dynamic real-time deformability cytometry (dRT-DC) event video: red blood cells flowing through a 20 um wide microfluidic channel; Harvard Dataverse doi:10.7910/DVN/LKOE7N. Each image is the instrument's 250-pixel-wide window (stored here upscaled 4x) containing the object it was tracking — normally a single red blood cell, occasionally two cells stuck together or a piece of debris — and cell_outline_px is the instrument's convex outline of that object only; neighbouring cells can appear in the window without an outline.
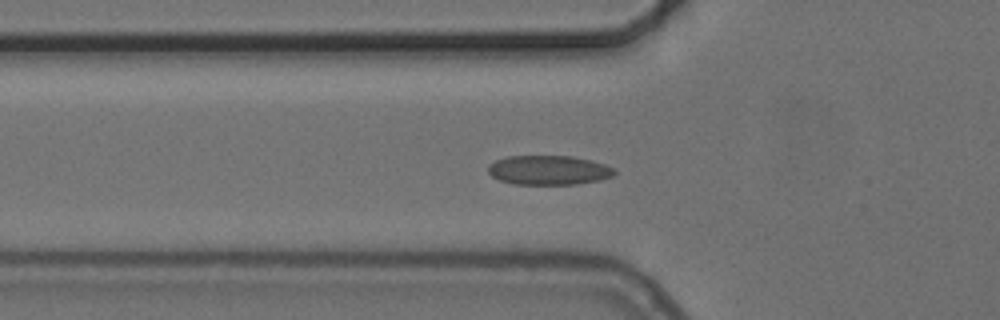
{"species": "common noctule bat (a hibernating species)", "species_latin": "Nyctalus noctula", "temperature_condition": "cold", "stored_images_in_passage": 56, "camera_frame_rate_fps": 3000, "um_per_image_px": 0.085, "animal": {"sex": "female", "body_mass_g": 24.6, "forearm_length_mm": 56.2}, "frame": {"image": 1, "passage_image": 19, "time_ms": 6.0, "image_size_px": [1000, 320], "cell_outline_px": [[616, 172], [612, 176], [600, 180], [576, 184], [512, 184], [500, 180], [492, 176], [488, 172], [488, 164], [496, 160], [508, 156], [572, 156], [592, 160], [616, 168]], "centroid_in_image_um": [46.65, 14.46], "position_along_channel_um": 79.1, "area_um2": 21.73}}
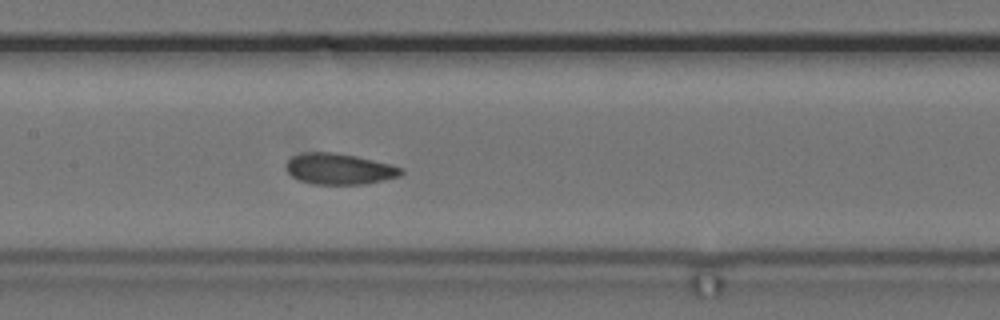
{"frame": {"image": 2, "passage_image": 27, "time_ms": 8.667, "image_size_px": [1000, 320], "cell_outline_px": [[404, 172], [400, 176], [384, 180], [364, 184], [312, 184], [300, 180], [292, 176], [288, 172], [288, 160], [292, 156], [300, 152], [332, 152], [356, 156], [404, 168]], "centroid_in_image_um": [28.85, 14.36], "position_along_channel_um": 178.6, "area_um2": 20.63}}
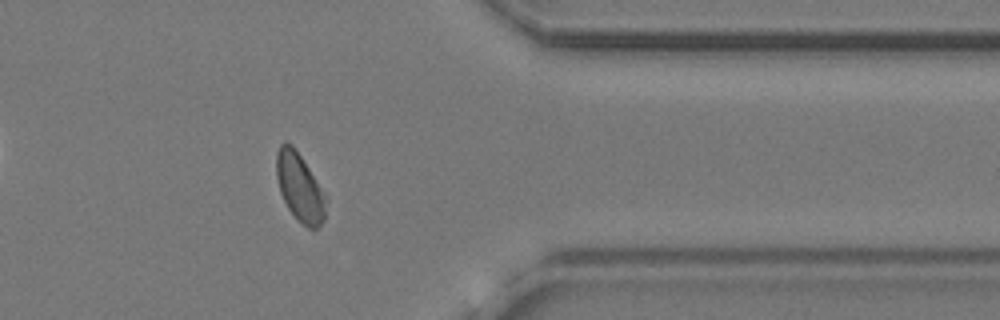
{"frame": {"image": 3, "passage_image": 45, "time_ms": 14.667, "image_size_px": [1000, 320], "cell_outline_px": [[328, 196], [324, 220], [316, 228], [308, 228], [288, 208], [280, 192], [276, 176], [276, 152], [280, 144], [284, 140], [292, 144]], "centroid_in_image_um": [25.49, 15.88], "position_along_channel_um": 385.9, "area_um2": 19.71}, "authors_computed_cell_mechanics": {"area_um2": 20.6924, "velocity_mm_per_s": 3.6896, "shape_relaxation_time_tau1_ms": 3.7772, "shape_relaxation_time_tau2_ms": 1.1719, "deformation_change_tau1": 0.0869, "deformation_change_tau2": 0.0594}}